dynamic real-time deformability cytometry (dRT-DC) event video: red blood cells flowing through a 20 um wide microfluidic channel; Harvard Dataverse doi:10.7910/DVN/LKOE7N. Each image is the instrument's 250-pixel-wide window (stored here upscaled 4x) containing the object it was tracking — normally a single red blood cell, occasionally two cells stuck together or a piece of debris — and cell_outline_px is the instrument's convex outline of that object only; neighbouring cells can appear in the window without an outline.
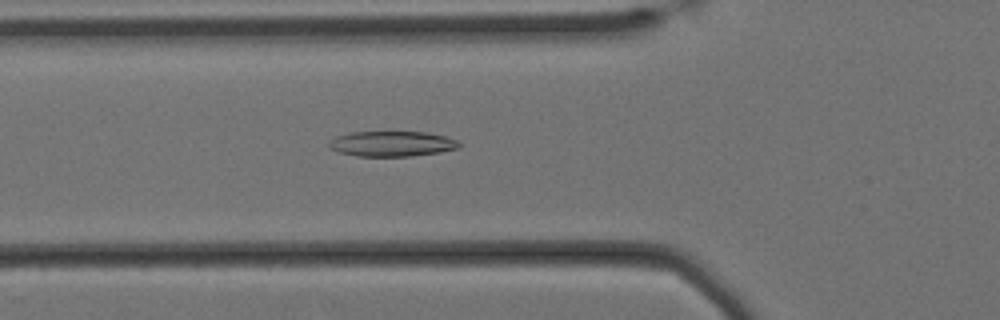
{"species": "Egyptian fruit bat (a non-hibernating species)", "species_latin": "Rousettus aegyptiacus", "temperature_condition": "cold", "stored_images_in_passage": 59, "camera_frame_rate_fps": 3000, "um_per_image_px": 0.085, "animal": {"sex": "female"}, "frame": {"image": 1, "passage_image": 20, "time_ms": 6.333, "image_size_px": [1000, 320], "cell_outline_px": [[460, 148], [440, 152], [412, 156], [356, 156], [340, 152], [328, 148], [328, 144], [336, 136], [348, 132], [424, 132], [444, 136], [456, 140], [460, 144]], "centroid_in_image_um": [33.3, 12.22], "position_along_channel_um": 92.5, "area_um2": 19.13}}
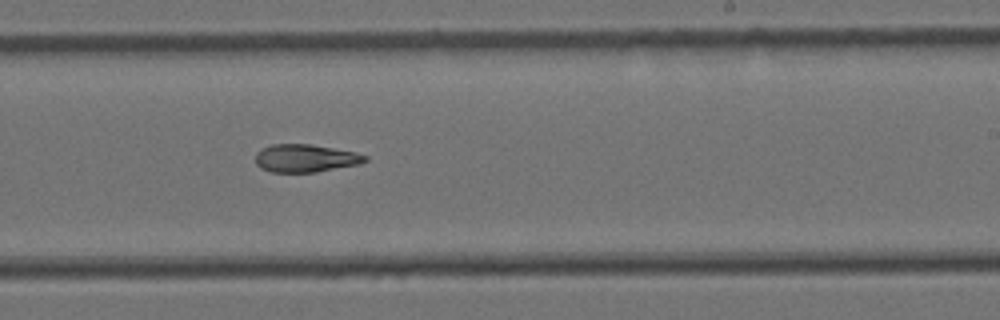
{"frame": {"image": 2, "passage_image": 35, "time_ms": 11.333, "image_size_px": [1000, 320], "cell_outline_px": [[368, 160], [360, 164], [316, 172], [272, 172], [260, 168], [256, 164], [256, 152], [260, 148], [272, 144], [312, 144], [356, 152], [368, 156]], "centroid_in_image_um": [25.96, 13.44], "position_along_channel_um": 263.0, "area_um2": 17.98}}
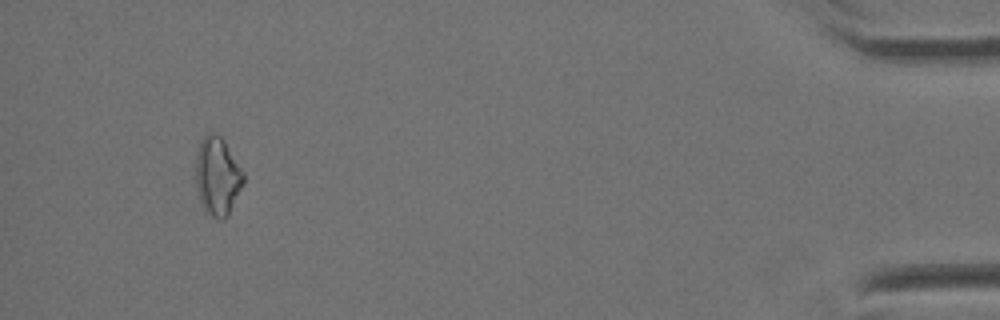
{"frame": {"image": 3, "passage_image": 55, "time_ms": 18.0, "image_size_px": [1000, 320], "cell_outline_px": [[244, 184], [228, 216], [224, 220], [216, 220], [204, 208], [200, 200], [196, 188], [196, 152], [204, 136], [208, 132], [212, 132], [220, 136], [224, 140], [244, 172]], "centroid_in_image_um": [18.5, 14.99], "position_along_channel_um": 416.7, "area_um2": 21.91}}